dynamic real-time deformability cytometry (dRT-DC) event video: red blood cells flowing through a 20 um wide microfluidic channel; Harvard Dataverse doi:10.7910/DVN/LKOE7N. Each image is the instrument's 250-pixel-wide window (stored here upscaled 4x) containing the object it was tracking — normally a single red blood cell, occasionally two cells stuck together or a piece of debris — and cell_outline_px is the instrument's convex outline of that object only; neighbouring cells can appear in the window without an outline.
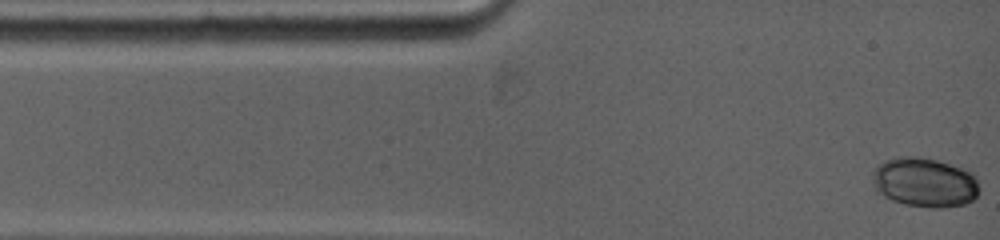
{"species": "common noctule bat (a hibernating species)", "species_latin": "Nyctalus noctula", "temperature_condition": "warm", "stored_images_in_passage": 22, "camera_frame_rate_fps": 5000, "um_per_image_px": 0.085, "animal": {"sex": "female", "body_mass_g": 19.0, "forearm_length_mm": 53.3}, "frame": {"image": 1, "passage_image": 1, "time_ms": 0.0, "image_size_px": [1000, 240], "cell_outline_px": [[980, 192], [972, 200], [964, 204], [944, 208], [928, 208], [904, 204], [892, 200], [876, 192], [872, 176], [872, 172], [884, 160], [896, 156], [916, 156], [960, 164], [968, 168], [976, 176]], "centroid_in_image_um": [78.64, 15.48], "position_along_channel_um": 6.4, "area_um2": 31.67}}
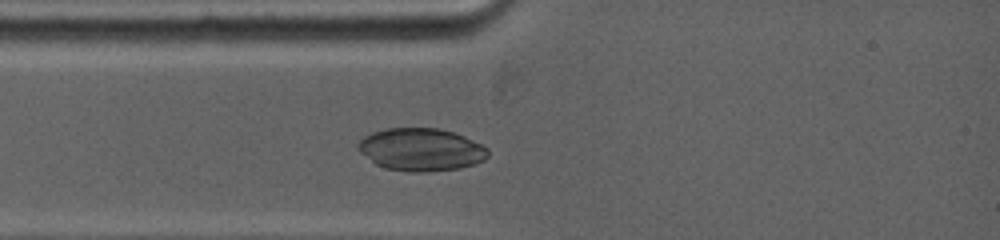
{"frame": {"image": 2, "passage_image": 13, "time_ms": 2.4, "image_size_px": [1000, 240], "cell_outline_px": [[488, 156], [484, 160], [460, 168], [428, 172], [408, 172], [384, 168], [376, 164], [360, 152], [356, 148], [356, 144], [364, 136], [372, 132], [388, 128], [436, 128], [452, 132], [464, 136], [488, 148]], "centroid_in_image_um": [35.76, 12.72], "position_along_channel_um": 49.2, "area_um2": 32.31}}
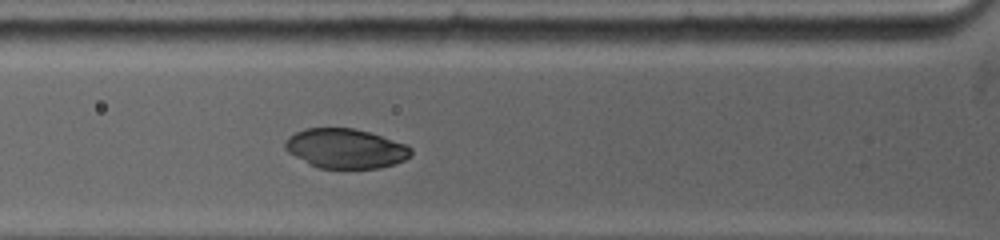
{"frame": {"image": 3, "passage_image": 19, "time_ms": 3.6, "image_size_px": [1000, 240], "cell_outline_px": [[412, 156], [396, 164], [380, 168], [320, 168], [308, 164], [288, 152], [284, 148], [284, 140], [288, 136], [304, 128], [352, 128], [368, 132], [408, 144], [412, 148]], "centroid_in_image_um": [29.38, 12.62], "position_along_channel_um": 96.4, "area_um2": 29.3}}